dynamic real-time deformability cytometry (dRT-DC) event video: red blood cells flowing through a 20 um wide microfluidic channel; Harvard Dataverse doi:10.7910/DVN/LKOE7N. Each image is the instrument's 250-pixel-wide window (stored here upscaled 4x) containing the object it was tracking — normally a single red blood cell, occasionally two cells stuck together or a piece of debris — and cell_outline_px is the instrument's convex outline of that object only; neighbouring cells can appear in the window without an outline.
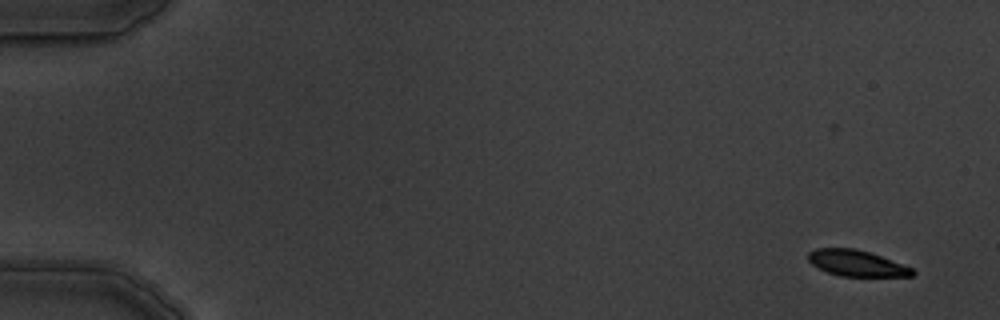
{"species": "common noctule bat (a hibernating species)", "species_latin": "Nyctalus noctula", "temperature_condition": "warm", "stored_images_in_passage": 11, "camera_frame_rate_fps": 3000, "um_per_image_px": 0.085, "animal": {"sex": "male", "body_mass_g": 19.5, "forearm_length_mm": 54.6}, "frame": {"image": 1, "passage_image": 2, "time_ms": 1.333, "image_size_px": [1000, 320], "cell_outline_px": [[916, 272], [912, 276], [840, 276], [828, 272], [812, 264], [808, 260], [808, 252], [816, 248], [856, 248], [880, 256], [912, 268]], "centroid_in_image_um": [72.79, 22.37], "position_along_channel_um": 12.2, "area_um2": 15.61}}
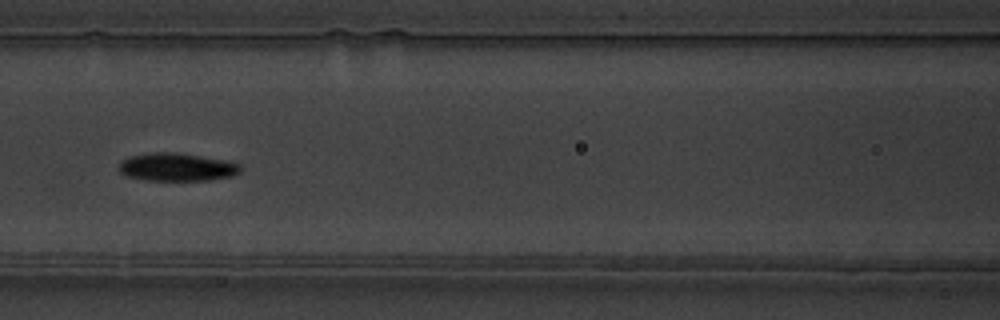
{"frame": {"image": 2, "passage_image": 8, "time_ms": 9.0, "image_size_px": [1000, 320], "cell_outline_px": [[240, 172], [232, 176], [212, 180], [144, 180], [124, 176], [120, 172], [120, 164], [128, 156], [152, 152], [176, 152], [224, 160], [240, 164]], "centroid_in_image_um": [15.02, 14.2], "position_along_channel_um": 151.6, "area_um2": 19.83}}
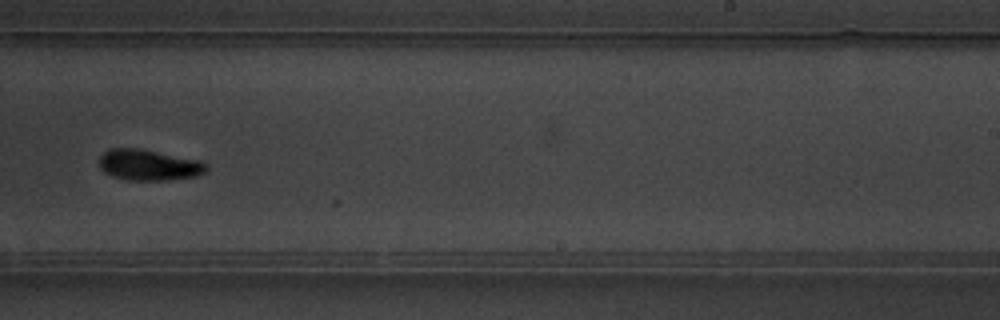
{"frame": {"image": 3, "passage_image": 11, "time_ms": 12.333, "image_size_px": [1000, 320], "cell_outline_px": [[208, 168], [204, 172], [196, 176], [168, 180], [128, 180], [112, 176], [104, 172], [100, 168], [100, 156], [108, 148], [140, 148], [200, 160], [208, 164]], "centroid_in_image_um": [12.65, 14.01], "position_along_channel_um": 276.4, "area_um2": 19.42}}